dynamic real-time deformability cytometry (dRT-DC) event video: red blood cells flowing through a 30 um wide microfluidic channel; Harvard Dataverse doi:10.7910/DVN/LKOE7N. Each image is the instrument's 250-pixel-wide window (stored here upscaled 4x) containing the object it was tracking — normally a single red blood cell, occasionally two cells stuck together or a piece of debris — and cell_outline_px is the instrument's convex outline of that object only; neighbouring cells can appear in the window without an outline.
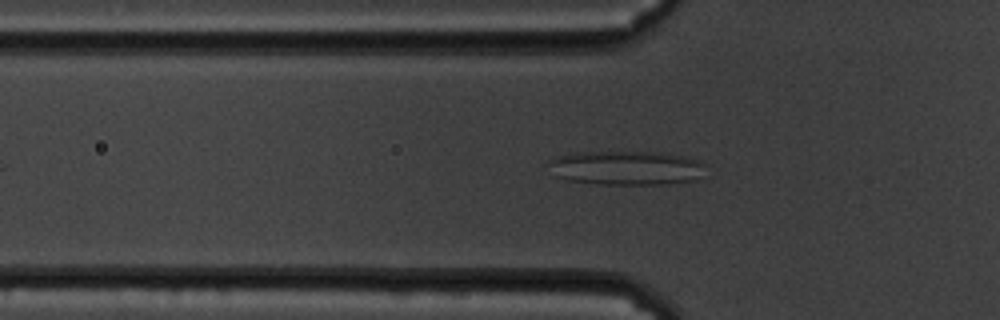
{"species": "common noctule bat (a hibernating species)", "species_latin": "Nyctalus noctula", "temperature_condition": "cold", "stored_images_in_passage": 53, "segment_of_instrument_passage": [1, 2], "camera_frame_rate_fps": 3000, "um_per_image_px": 0.085, "animal": {"sex": "male", "body_mass_g": 19.5, "forearm_length_mm": 54.6}, "frame": {"image": 1, "passage_image": 12, "time_ms": 3.667, "image_size_px": [1000, 320], "cell_outline_px": [[708, 164], [696, 180], [668, 184], [596, 184], [564, 180], [556, 176], [548, 164], [548, 160], [568, 152], [664, 152], [684, 156]], "centroid_in_image_um": [53.22, 14.27], "position_along_channel_um": 72.6, "area_um2": 31.67}}
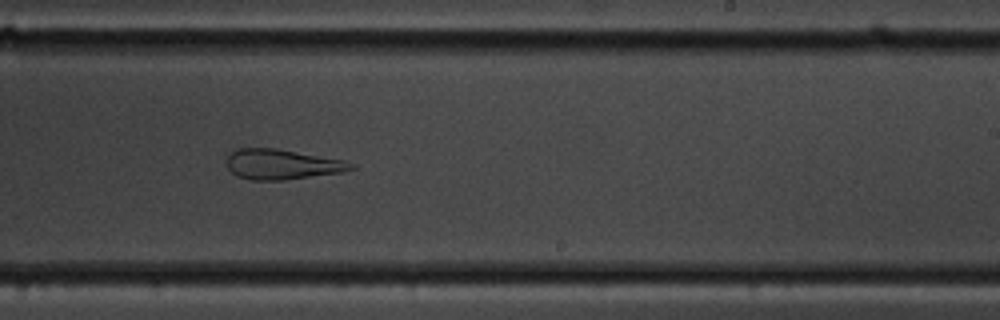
{"frame": {"image": 2, "passage_image": 29, "time_ms": 9.333, "image_size_px": [1000, 320], "cell_outline_px": [[356, 168], [340, 172], [284, 180], [252, 180], [236, 176], [228, 168], [224, 160], [228, 152], [236, 148], [276, 148], [344, 160], [356, 164]], "centroid_in_image_um": [23.9, 13.96], "position_along_channel_um": 265.1, "area_um2": 22.08}}
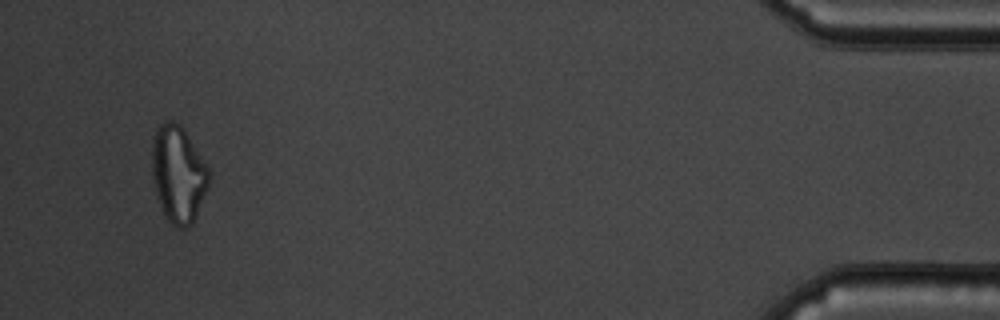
{"frame": {"image": 3, "passage_image": 49, "time_ms": 16.0, "image_size_px": [1000, 320], "cell_outline_px": [[208, 188], [196, 216], [192, 224], [188, 228], [176, 228], [164, 216], [156, 192], [152, 176], [152, 144], [156, 128], [164, 120], [172, 120], [180, 124], [184, 128], [208, 168]], "centroid_in_image_um": [15.14, 14.8], "position_along_channel_um": 420.1, "area_um2": 32.14}}